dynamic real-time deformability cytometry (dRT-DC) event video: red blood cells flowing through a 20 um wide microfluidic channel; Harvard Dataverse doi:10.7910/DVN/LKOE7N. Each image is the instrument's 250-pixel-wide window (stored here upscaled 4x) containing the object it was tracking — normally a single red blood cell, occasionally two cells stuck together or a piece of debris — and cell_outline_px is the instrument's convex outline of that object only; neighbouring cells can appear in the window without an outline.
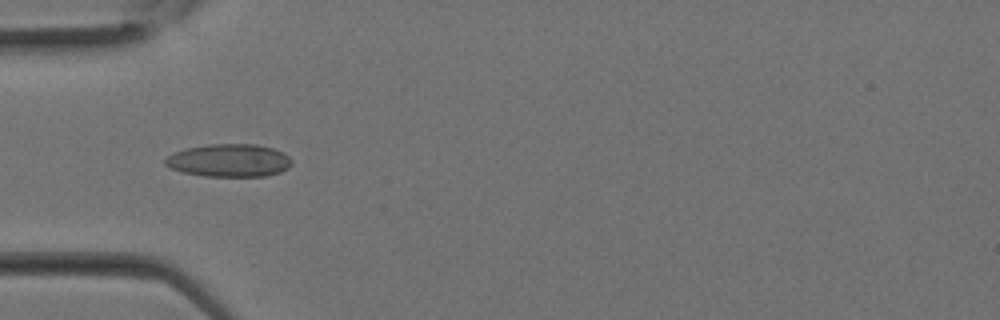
{"species": "Egyptian fruit bat (a non-hibernating species)", "species_latin": "Rousettus aegyptiacus", "temperature_condition": "room temperature", "stored_images_in_passage": 17, "camera_frame_rate_fps": 3000, "um_per_image_px": 0.085, "animal": {"sex": "female"}, "frame": {"image": 1, "passage_image": 10, "time_ms": 3.0, "image_size_px": [1000, 320], "cell_outline_px": [[292, 164], [288, 168], [280, 172], [264, 176], [204, 176], [184, 172], [172, 168], [164, 164], [164, 160], [172, 152], [184, 148], [208, 144], [256, 144], [272, 148], [284, 152], [292, 160]], "centroid_in_image_um": [19.48, 13.63], "position_along_channel_um": 65.5, "area_um2": 24.33}}
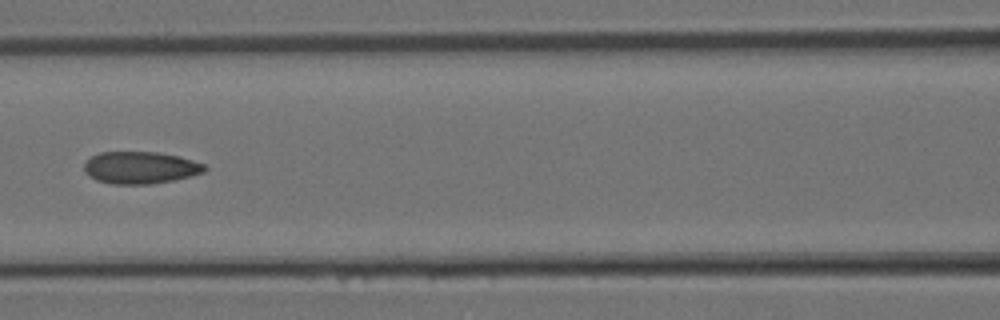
{"frame": {"image": 2, "passage_image": 14, "time_ms": 4.333, "image_size_px": [1000, 320], "cell_outline_px": [[208, 168], [204, 172], [172, 180], [152, 184], [112, 184], [96, 180], [88, 176], [84, 172], [84, 164], [92, 156], [100, 152], [156, 152], [180, 156], [204, 164]], "centroid_in_image_um": [11.91, 14.25], "position_along_channel_um": 154.7, "area_um2": 22.54}}
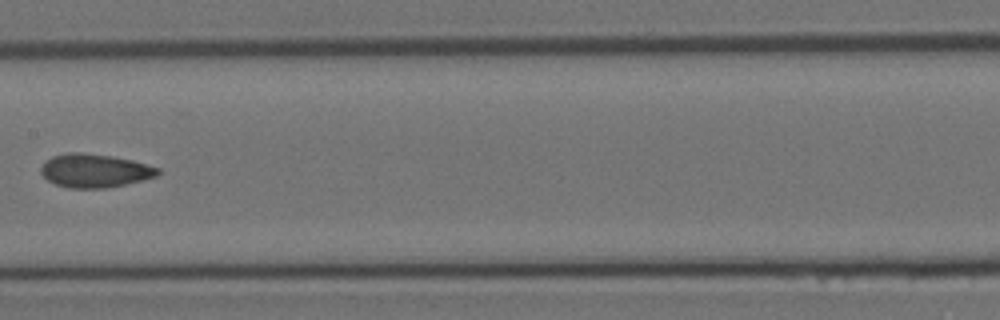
{"frame": {"image": 3, "passage_image": 16, "time_ms": 5.0, "image_size_px": [1000, 320], "cell_outline_px": [[160, 172], [156, 176], [108, 188], [68, 188], [56, 184], [48, 180], [40, 172], [40, 168], [44, 160], [52, 156], [68, 152], [80, 152], [112, 156], [132, 160], [160, 168]], "centroid_in_image_um": [8.01, 14.5], "position_along_channel_um": 199.4, "area_um2": 22.83}}